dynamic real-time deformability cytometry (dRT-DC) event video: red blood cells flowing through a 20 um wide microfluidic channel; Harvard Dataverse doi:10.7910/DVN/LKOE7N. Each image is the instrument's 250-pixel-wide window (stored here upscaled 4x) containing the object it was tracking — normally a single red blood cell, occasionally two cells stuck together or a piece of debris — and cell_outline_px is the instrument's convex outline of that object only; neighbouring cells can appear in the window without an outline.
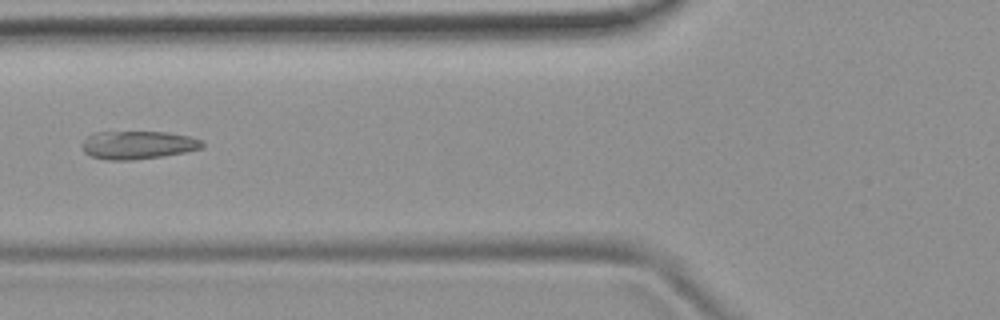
{"species": "common noctule bat (a hibernating species)", "species_latin": "Nyctalus noctula", "temperature_condition": "room temperature", "stored_images_in_passage": 4, "camera_frame_rate_fps": 3000, "um_per_image_px": 0.085, "animal": {"sex": "female", "body_mass_g": 19.9}, "frame": {"image": 1, "passage_image": 4, "time_ms": 3.667, "image_size_px": [1000, 320], "cell_outline_px": [[204, 144], [200, 148], [184, 152], [160, 156], [132, 160], [108, 160], [92, 156], [84, 152], [84, 140], [92, 132], [168, 132], [188, 136], [200, 140]], "centroid_in_image_um": [11.7, 12.31], "position_along_channel_um": 114.1, "area_um2": 19.36}}